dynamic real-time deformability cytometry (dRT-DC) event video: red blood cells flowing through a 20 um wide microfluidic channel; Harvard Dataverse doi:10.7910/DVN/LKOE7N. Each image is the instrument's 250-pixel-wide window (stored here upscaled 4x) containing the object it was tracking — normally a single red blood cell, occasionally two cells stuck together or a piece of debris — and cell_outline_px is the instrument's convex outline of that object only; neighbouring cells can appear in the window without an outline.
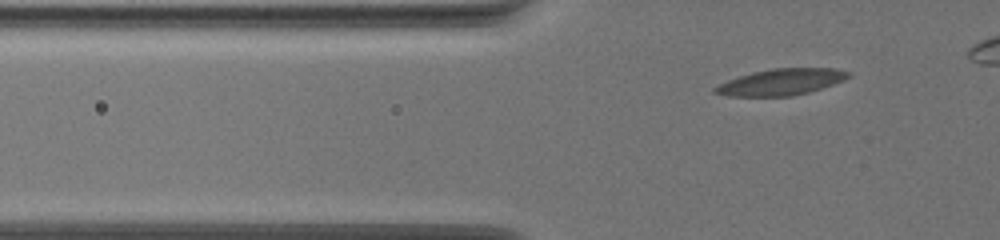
{"species": "common noctule bat (a hibernating species)", "species_latin": "Nyctalus noctula", "temperature_condition": "warm", "stored_images_in_passage": 37, "camera_frame_rate_fps": 3000, "um_per_image_px": 0.085, "animal": {"sex": "female", "body_mass_g": 19.5, "forearm_length_mm": 54.1}, "frame": {"image": 1, "passage_image": 4, "time_ms": 1.0, "image_size_px": [1000, 240], "cell_outline_px": [[852, 76], [844, 80], [808, 92], [792, 96], [728, 96], [712, 92], [712, 88], [728, 80], [740, 76], [756, 72], [776, 68], [836, 68], [852, 72]], "centroid_in_image_um": [66.43, 6.97], "position_along_channel_um": 59.4, "area_um2": 20.29}}
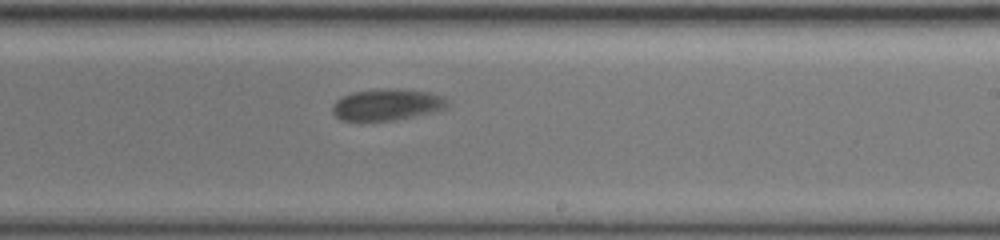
{"frame": {"image": 2, "passage_image": 22, "time_ms": 7.0, "image_size_px": [1000, 240], "cell_outline_px": [[448, 104], [444, 108], [396, 120], [340, 120], [332, 112], [332, 104], [336, 100], [352, 92], [388, 88], [400, 88], [432, 92], [444, 96]], "centroid_in_image_um": [32.87, 8.87], "position_along_channel_um": 256.1, "area_um2": 20.92}}
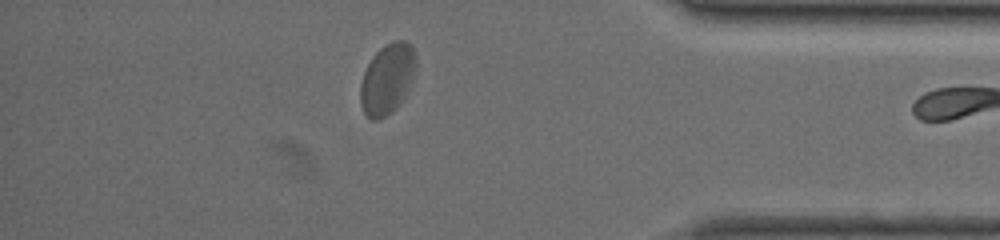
{"frame": {"image": 3, "passage_image": 36, "time_ms": 11.667, "image_size_px": [1000, 240], "cell_outline_px": [[416, 64], [400, 100], [384, 116], [376, 120], [372, 120], [364, 112], [360, 104], [360, 84], [364, 72], [372, 56], [384, 44], [392, 40], [404, 40], [412, 48], [416, 56]], "centroid_in_image_um": [32.85, 6.64], "position_along_channel_um": 402.4, "area_um2": 21.85}}